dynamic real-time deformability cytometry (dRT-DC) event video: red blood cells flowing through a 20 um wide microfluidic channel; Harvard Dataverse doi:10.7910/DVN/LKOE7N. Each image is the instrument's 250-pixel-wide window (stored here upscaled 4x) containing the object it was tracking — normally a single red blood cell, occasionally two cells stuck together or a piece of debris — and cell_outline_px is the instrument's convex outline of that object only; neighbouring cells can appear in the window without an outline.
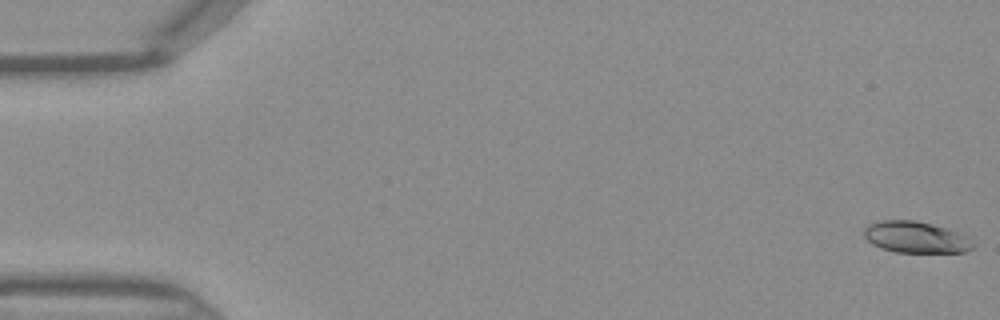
{"species": "Egyptian fruit bat (a non-hibernating species)", "species_latin": "Rousettus aegyptiacus", "temperature_condition": "warm", "stored_images_in_passage": 47, "camera_frame_rate_fps": 3000, "um_per_image_px": 0.085, "frame": {"image": 1, "passage_image": 1, "time_ms": 0.0, "image_size_px": [1000, 320], "cell_outline_px": [[976, 244], [972, 248], [964, 252], [896, 252], [880, 248], [872, 244], [864, 236], [864, 228], [868, 224], [880, 220], [916, 220], [932, 224], [968, 236]], "centroid_in_image_um": [77.83, 20.16], "position_along_channel_um": 7.2, "area_um2": 20.0}}
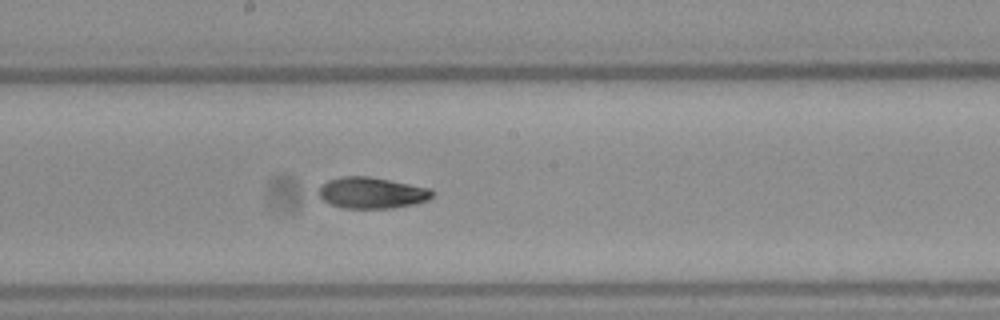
{"frame": {"image": 2, "passage_image": 25, "time_ms": 8.0, "image_size_px": [1000, 320], "cell_outline_px": [[436, 192], [428, 200], [416, 204], [392, 208], [344, 208], [332, 204], [324, 200], [320, 196], [320, 184], [328, 180], [340, 176], [368, 176], [432, 188]], "centroid_in_image_um": [31.65, 16.38], "position_along_channel_um": 216.5, "area_um2": 20.75}}
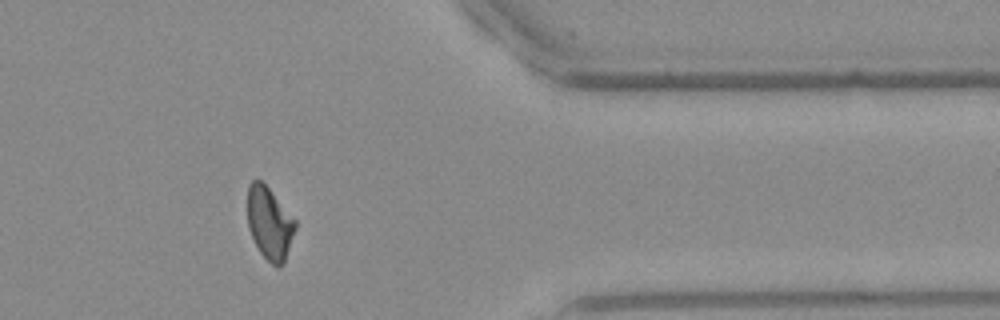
{"frame": {"image": 3, "passage_image": 38, "time_ms": 12.333, "image_size_px": [1000, 320], "cell_outline_px": [[296, 228], [284, 264], [272, 264], [260, 252], [248, 228], [248, 184], [252, 180], [260, 180], [268, 188], [296, 220]], "centroid_in_image_um": [22.91, 18.96], "position_along_channel_um": 388.5, "area_um2": 19.83}}